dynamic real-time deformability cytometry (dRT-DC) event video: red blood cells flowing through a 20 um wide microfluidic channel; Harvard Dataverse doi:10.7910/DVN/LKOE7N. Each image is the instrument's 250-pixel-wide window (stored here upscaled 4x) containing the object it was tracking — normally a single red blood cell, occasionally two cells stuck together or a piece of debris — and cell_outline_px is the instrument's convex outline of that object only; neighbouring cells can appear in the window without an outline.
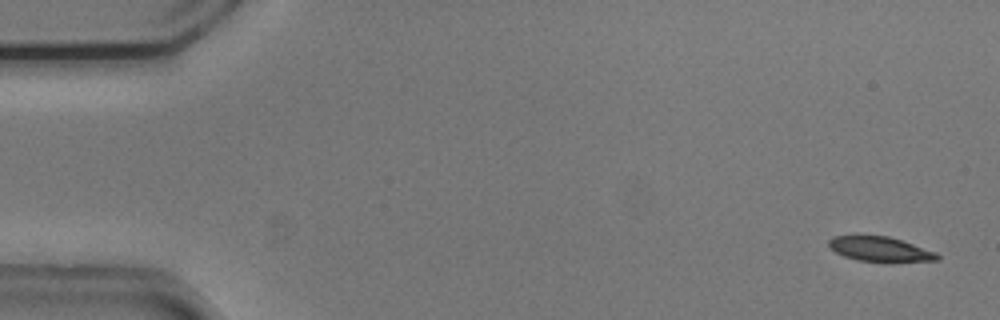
{"species": "common noctule bat (a hibernating species)", "species_latin": "Nyctalus noctula", "temperature_condition": "cold", "stored_images_in_passage": 54, "camera_frame_rate_fps": 3000, "um_per_image_px": 0.085, "animal": {"sex": "male", "body_mass_g": 20.5, "forearm_length_mm": 52.5}, "frame": {"image": 1, "passage_image": 2, "time_ms": 0.333, "image_size_px": [1000, 320], "cell_outline_px": [[940, 260], [888, 264], [856, 260], [844, 256], [836, 252], [828, 244], [828, 240], [832, 236], [856, 232], [888, 236], [936, 252], [940, 256]], "centroid_in_image_um": [74.77, 21.17], "position_along_channel_um": 10.2, "area_um2": 16.88}}
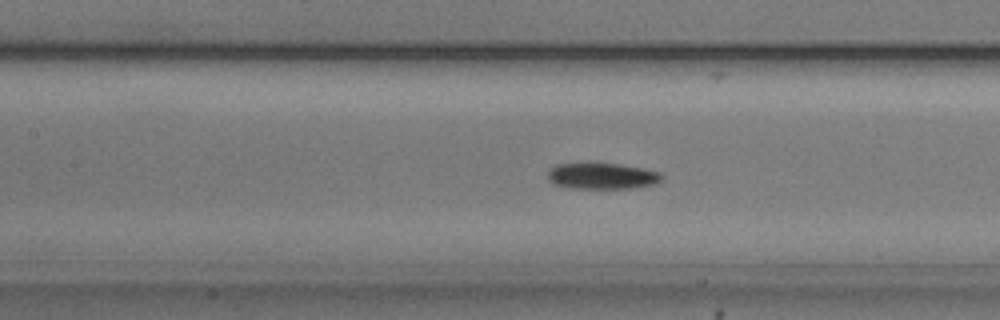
{"frame": {"image": 2, "passage_image": 24, "time_ms": 7.667, "image_size_px": [1000, 320], "cell_outline_px": [[664, 176], [656, 184], [628, 188], [572, 188], [552, 184], [548, 180], [548, 172], [556, 164], [584, 160], [596, 160], [644, 168], [660, 172]], "centroid_in_image_um": [51.12, 14.9], "position_along_channel_um": 156.3, "area_um2": 18.32}}
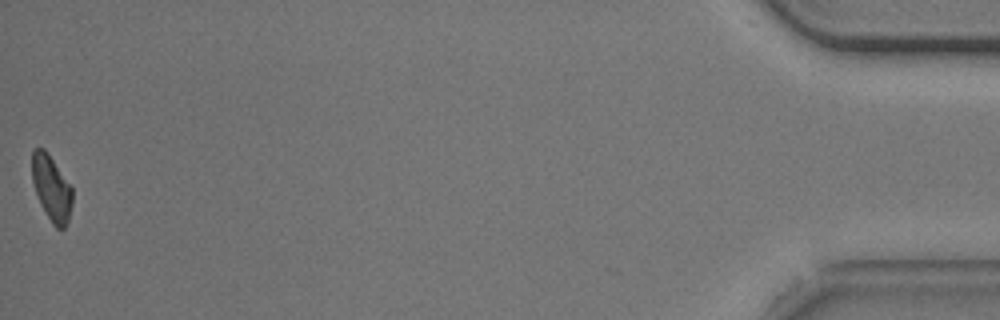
{"frame": {"image": 3, "passage_image": 54, "time_ms": 17.667, "image_size_px": [1000, 320], "cell_outline_px": [[72, 204], [68, 220], [64, 228], [56, 228], [52, 224], [40, 204], [32, 180], [32, 148], [44, 148], [48, 152], [72, 188]], "centroid_in_image_um": [4.37, 15.98], "position_along_channel_um": 430.8, "area_um2": 15.32}, "authors_computed_cell_mechanics": {"area_um2": 16.8776, "velocity_mm_per_s": 3.7244, "shape_relaxation_time_tau1_ms": 2.4545, "shape_relaxation_time_tau2_ms": null, "deformation_change_tau1": 0.0935, "deformation_change_tau2": null}}